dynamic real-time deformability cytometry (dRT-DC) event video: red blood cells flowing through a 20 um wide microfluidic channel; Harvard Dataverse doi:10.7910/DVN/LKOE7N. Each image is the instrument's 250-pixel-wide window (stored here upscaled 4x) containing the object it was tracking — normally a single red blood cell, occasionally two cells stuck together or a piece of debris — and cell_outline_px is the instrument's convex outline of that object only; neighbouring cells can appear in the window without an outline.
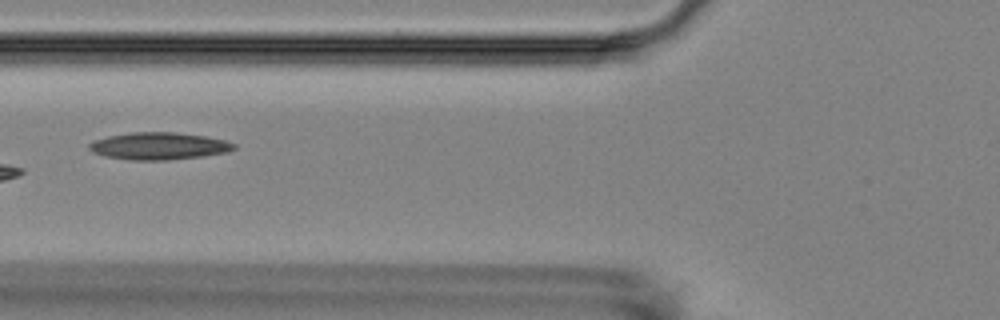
{"species": "Egyptian fruit bat (a non-hibernating species)", "species_latin": "Rousettus aegyptiacus", "temperature_condition": "room temperature", "stored_images_in_passage": 6, "camera_frame_rate_fps": 3000, "um_per_image_px": 0.085, "animal": {"sex": "female"}, "frame": {"image": 1, "passage_image": 3, "time_ms": 2.333, "image_size_px": [1000, 320], "cell_outline_px": [[236, 148], [224, 152], [204, 156], [164, 160], [128, 160], [104, 156], [92, 152], [88, 148], [88, 144], [96, 140], [108, 136], [132, 132], [176, 132], [204, 136], [224, 140], [236, 144]], "centroid_in_image_um": [13.47, 12.41], "position_along_channel_um": 112.3, "area_um2": 22.89}}
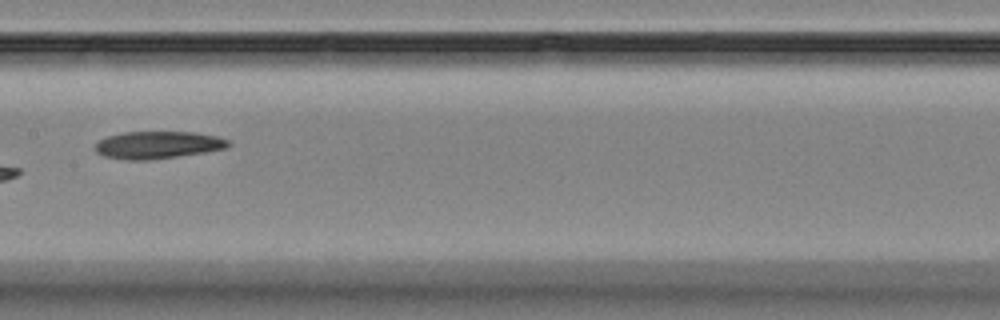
{"frame": {"image": 2, "passage_image": 5, "time_ms": 4.667, "image_size_px": [1000, 320], "cell_outline_px": [[232, 144], [224, 148], [204, 152], [148, 160], [128, 160], [104, 156], [96, 152], [96, 144], [100, 140], [108, 136], [124, 132], [192, 132], [216, 136], [228, 140]], "centroid_in_image_um": [13.4, 12.32], "position_along_channel_um": 194.0, "area_um2": 20.92}}
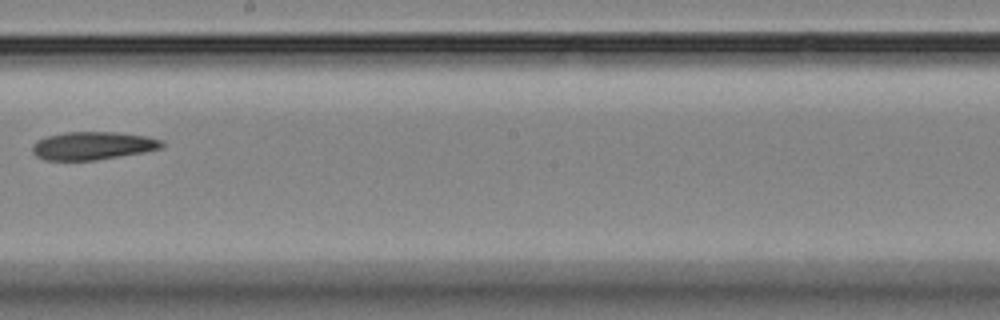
{"frame": {"image": 3, "passage_image": 6, "time_ms": 6.0, "image_size_px": [1000, 320], "cell_outline_px": [[164, 148], [144, 152], [96, 160], [44, 160], [36, 156], [32, 152], [32, 144], [36, 140], [48, 136], [64, 132], [116, 132], [144, 136], [164, 140]], "centroid_in_image_um": [7.88, 12.39], "position_along_channel_um": 240.3, "area_um2": 21.27}}